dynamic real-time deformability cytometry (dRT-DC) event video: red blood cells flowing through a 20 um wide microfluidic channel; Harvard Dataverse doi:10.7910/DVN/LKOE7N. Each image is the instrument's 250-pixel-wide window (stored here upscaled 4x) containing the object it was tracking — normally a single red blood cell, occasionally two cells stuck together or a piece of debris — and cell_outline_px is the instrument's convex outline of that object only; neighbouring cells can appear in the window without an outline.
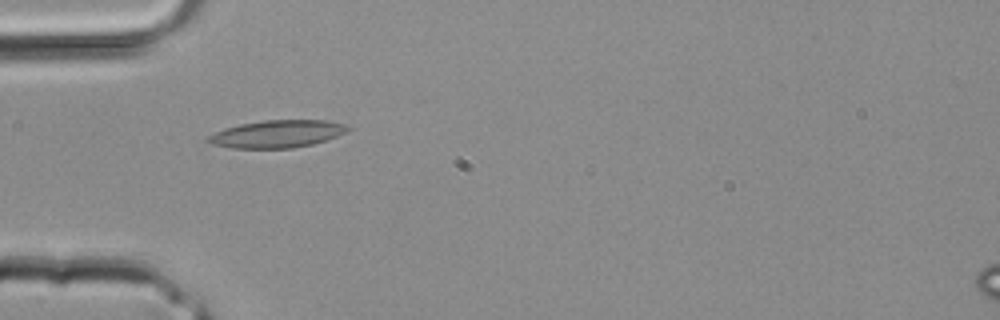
{"species": "common noctule bat (a hibernating species)", "species_latin": "Nyctalus noctula", "temperature_condition": "room temperature", "stored_images_in_passage": 2, "camera_frame_rate_fps": 3000, "um_per_image_px": 0.085, "animal": {"sex": "male", "body_mass_g": 20.4}, "frame": {"image": 1, "passage_image": 2, "time_ms": 0.333, "image_size_px": [1000, 320], "cell_outline_px": [[352, 128], [348, 132], [312, 144], [292, 148], [232, 148], [212, 144], [204, 140], [208, 136], [224, 128], [240, 124], [264, 120], [328, 120], [344, 124]], "centroid_in_image_um": [23.56, 11.38], "position_along_channel_um": 61.4, "area_um2": 22.37}}